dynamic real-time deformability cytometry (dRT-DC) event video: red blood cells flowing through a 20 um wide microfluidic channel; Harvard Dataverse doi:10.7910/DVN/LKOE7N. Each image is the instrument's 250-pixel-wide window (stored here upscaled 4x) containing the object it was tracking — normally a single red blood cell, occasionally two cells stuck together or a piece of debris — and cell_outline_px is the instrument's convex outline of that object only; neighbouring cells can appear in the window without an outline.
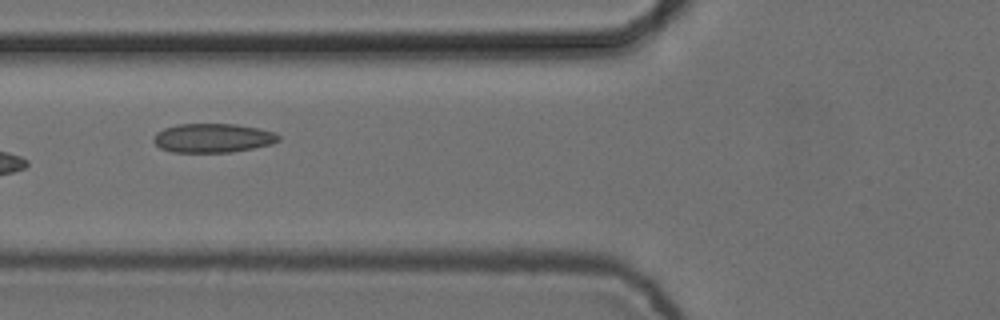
{"species": "common noctule bat (a hibernating species)", "species_latin": "Nyctalus noctula", "temperature_condition": "cold", "stored_images_in_passage": 9, "camera_frame_rate_fps": 3000, "um_per_image_px": 0.085, "animal": {"sex": "female", "body_mass_g": 24.6, "forearm_length_mm": 56.2}, "frame": {"image": 1, "passage_image": 7, "time_ms": 2.0, "image_size_px": [1000, 320], "cell_outline_px": [[280, 140], [272, 144], [232, 152], [172, 152], [160, 148], [152, 140], [156, 132], [164, 128], [176, 124], [236, 124], [276, 132], [280, 136]], "centroid_in_image_um": [18.08, 11.73], "position_along_channel_um": 107.7, "area_um2": 21.21}}
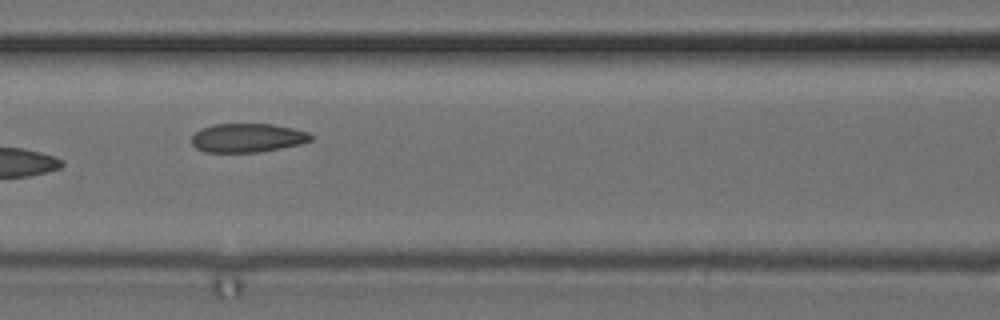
{"frame": {"image": 2, "passage_image": 8, "time_ms": 2.333, "image_size_px": [1000, 320], "cell_outline_px": [[312, 140], [300, 144], [260, 152], [204, 152], [196, 148], [192, 144], [192, 136], [200, 128], [212, 124], [272, 124], [292, 128], [308, 132], [312, 136]], "centroid_in_image_um": [21.01, 11.71], "position_along_channel_um": 145.6, "area_um2": 20.06}}
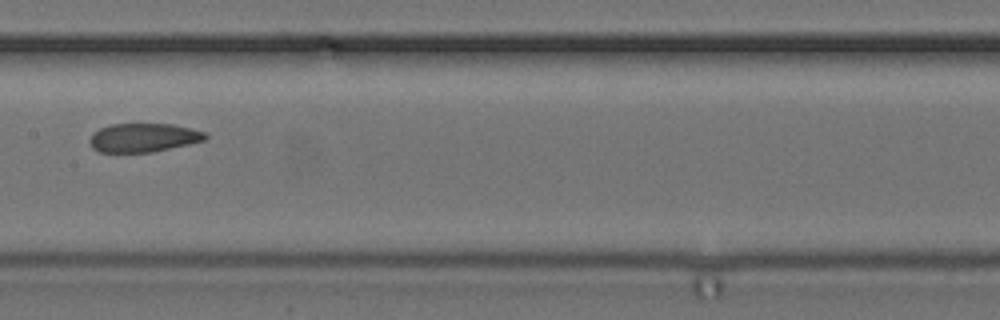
{"frame": {"image": 3, "passage_image": 9, "time_ms": 2.667, "image_size_px": [1000, 320], "cell_outline_px": [[208, 136], [204, 140], [188, 144], [152, 152], [100, 152], [92, 148], [88, 140], [100, 128], [112, 124], [172, 124], [204, 132]], "centroid_in_image_um": [12.17, 11.7], "position_along_channel_um": 195.2, "area_um2": 19.07}}